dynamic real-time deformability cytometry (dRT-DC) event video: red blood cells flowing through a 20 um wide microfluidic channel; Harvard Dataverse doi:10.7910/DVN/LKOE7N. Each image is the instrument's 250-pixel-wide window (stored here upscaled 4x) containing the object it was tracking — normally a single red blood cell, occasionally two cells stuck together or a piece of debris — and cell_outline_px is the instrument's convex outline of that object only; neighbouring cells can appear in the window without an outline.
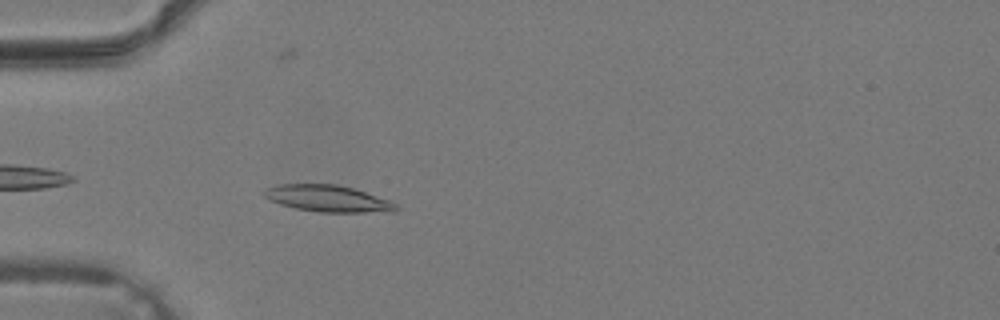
{"species": "common noctule bat (a hibernating species)", "species_latin": "Nyctalus noctula", "temperature_condition": "warm", "stored_images_in_passage": 29, "camera_frame_rate_fps": 3000, "um_per_image_px": 0.085, "animal": {"sex": "male", "body_mass_g": 19.2, "forearm_length_mm": 51.8}, "frame": {"image": 1, "passage_image": 2, "time_ms": 0.333, "image_size_px": [1000, 320], "cell_outline_px": [[400, 208], [396, 212], [320, 212], [296, 208], [280, 204], [264, 196], [264, 188], [280, 184], [336, 184], [352, 188], [388, 200], [396, 204]], "centroid_in_image_um": [27.88, 16.88], "position_along_channel_um": 57.1, "area_um2": 20.29}}
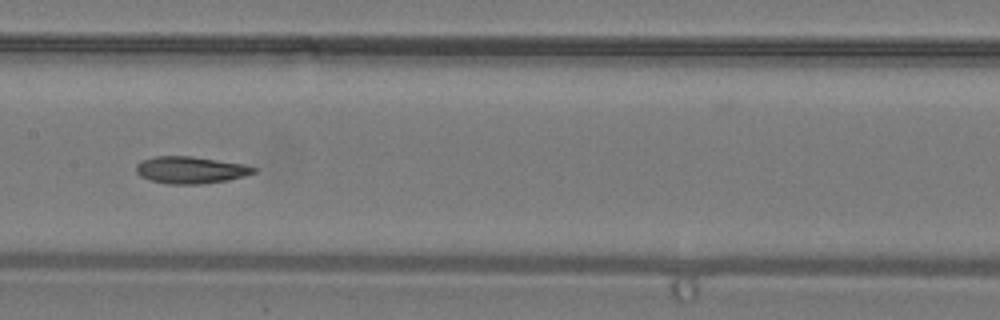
{"frame": {"image": 2, "passage_image": 10, "time_ms": 3.0, "image_size_px": [1000, 320], "cell_outline_px": [[256, 172], [244, 176], [228, 180], [200, 184], [168, 184], [152, 180], [140, 176], [136, 172], [136, 164], [144, 160], [156, 156], [192, 156], [244, 164], [256, 168]], "centroid_in_image_um": [16.21, 14.45], "position_along_channel_um": 191.2, "area_um2": 18.38}}
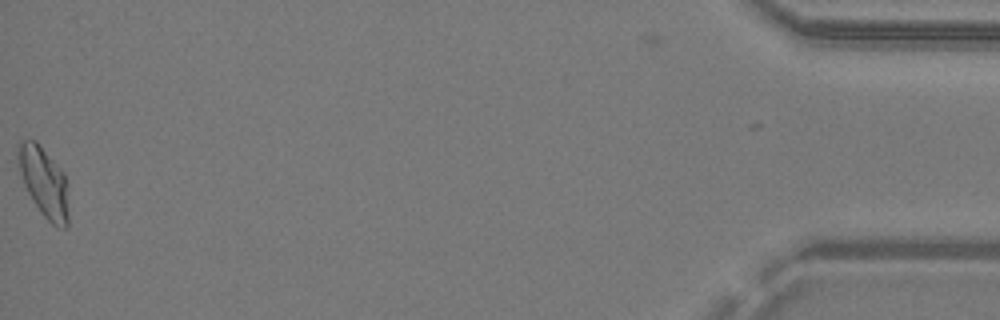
{"frame": {"image": 3, "passage_image": 29, "time_ms": 9.333, "image_size_px": [1000, 320], "cell_outline_px": [[68, 228], [64, 228], [52, 224], [40, 212], [32, 200], [24, 184], [20, 172], [16, 156], [20, 144], [24, 140], [36, 140], [64, 172], [68, 184]], "centroid_in_image_um": [3.76, 15.49], "position_along_channel_um": 431.4, "area_um2": 20.69}}